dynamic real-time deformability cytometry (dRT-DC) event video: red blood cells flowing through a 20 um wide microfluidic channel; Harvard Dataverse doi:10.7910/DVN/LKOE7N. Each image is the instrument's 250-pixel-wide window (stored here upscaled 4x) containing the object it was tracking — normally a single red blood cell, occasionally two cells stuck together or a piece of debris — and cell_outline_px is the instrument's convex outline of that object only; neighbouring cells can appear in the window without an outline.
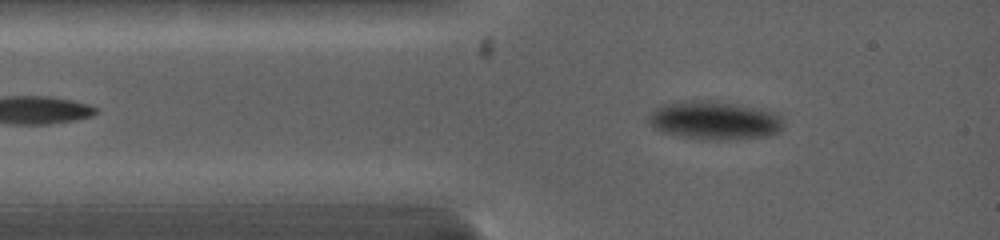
{"species": "common noctule bat (a hibernating species)", "species_latin": "Nyctalus noctula", "temperature_condition": "warm", "stored_images_in_passage": 5, "camera_frame_rate_fps": 5000, "um_per_image_px": 0.085, "animal": {"sex": "female", "body_mass_g": 19.0, "forearm_length_mm": 53.3}, "frame": {"image": 1, "passage_image": 2, "time_ms": 0.6, "image_size_px": [1000, 240], "cell_outline_px": [[784, 128], [780, 132], [768, 136], [736, 140], [704, 140], [664, 132], [652, 128], [648, 124], [648, 116], [660, 104], [684, 100], [716, 100], [776, 112], [784, 120]], "centroid_in_image_um": [60.75, 10.23], "position_along_channel_um": 24.2, "area_um2": 30.87}}
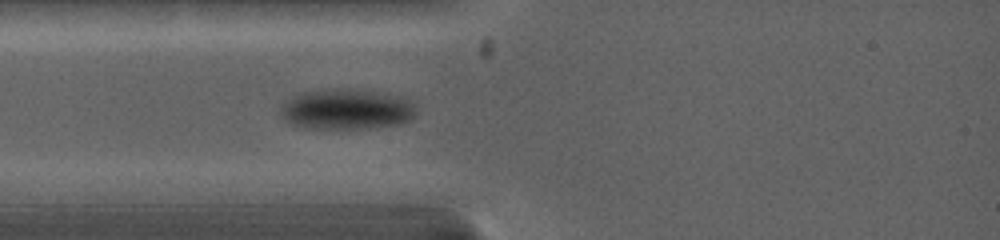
{"frame": {"image": 2, "passage_image": 4, "time_ms": 1.8, "image_size_px": [1000, 240], "cell_outline_px": [[416, 112], [408, 120], [396, 124], [360, 128], [312, 128], [292, 124], [280, 112], [280, 108], [284, 100], [296, 92], [332, 88], [352, 88], [400, 96], [408, 100], [412, 104]], "centroid_in_image_um": [29.38, 9.24], "position_along_channel_um": 55.6, "area_um2": 31.79}}